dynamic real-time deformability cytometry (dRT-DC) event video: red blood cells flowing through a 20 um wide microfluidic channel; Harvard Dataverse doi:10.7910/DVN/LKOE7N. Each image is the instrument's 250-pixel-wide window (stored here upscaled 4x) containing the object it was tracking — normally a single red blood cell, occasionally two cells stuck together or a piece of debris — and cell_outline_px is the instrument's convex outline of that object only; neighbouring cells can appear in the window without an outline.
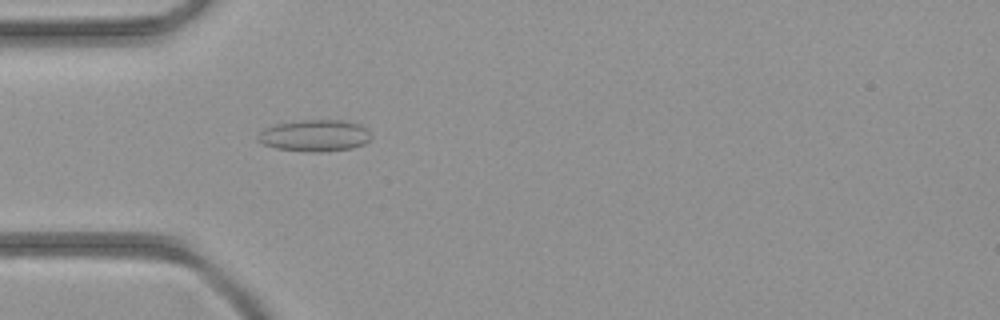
{"species": "common noctule bat (a hibernating species)", "species_latin": "Nyctalus noctula", "temperature_condition": "room temperature", "stored_images_in_passage": 43, "camera_frame_rate_fps": 3000, "um_per_image_px": 0.085, "animal": {"sex": "female", "body_mass_g": 21.9}, "frame": {"image": 1, "passage_image": 13, "time_ms": 4.0, "image_size_px": [1000, 320], "cell_outline_px": [[372, 136], [364, 144], [352, 148], [320, 152], [312, 152], [276, 148], [264, 144], [256, 140], [256, 136], [264, 128], [276, 124], [300, 120], [344, 120], [360, 124], [368, 128]], "centroid_in_image_um": [26.77, 11.52], "position_along_channel_um": 58.2, "area_um2": 21.04}}
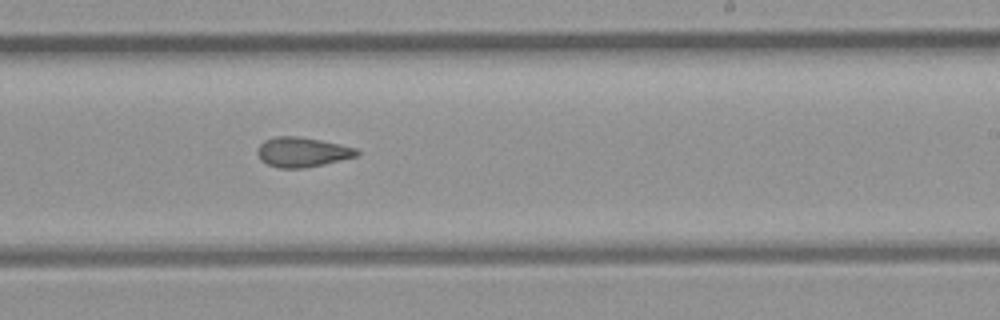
{"frame": {"image": 2, "passage_image": 26, "time_ms": 8.333, "image_size_px": [1000, 320], "cell_outline_px": [[360, 152], [356, 156], [324, 164], [304, 168], [280, 168], [268, 164], [260, 160], [256, 152], [256, 148], [264, 140], [276, 136], [300, 136], [340, 144], [356, 148]], "centroid_in_image_um": [25.65, 12.92], "position_along_channel_um": 263.3, "area_um2": 17.28}}
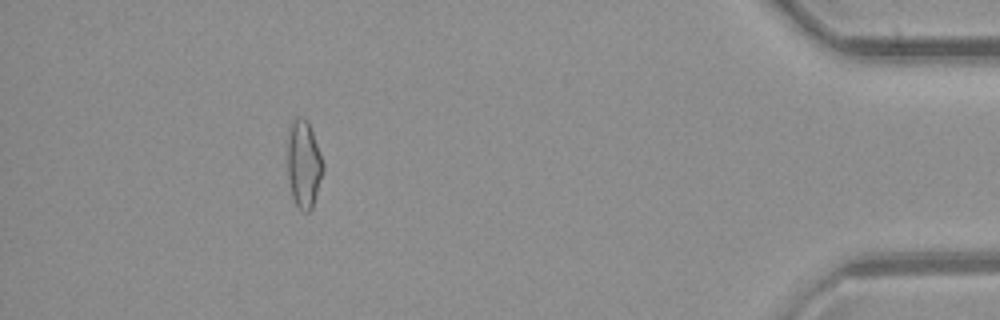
{"frame": {"image": 3, "passage_image": 39, "time_ms": 12.667, "image_size_px": [1000, 320], "cell_outline_px": [[324, 172], [312, 208], [308, 212], [304, 212], [296, 204], [292, 196], [288, 176], [288, 132], [292, 120], [296, 116], [304, 116], [308, 120], [320, 152], [324, 164]], "centroid_in_image_um": [25.83, 13.91], "position_along_channel_um": 409.4, "area_um2": 18.32}}